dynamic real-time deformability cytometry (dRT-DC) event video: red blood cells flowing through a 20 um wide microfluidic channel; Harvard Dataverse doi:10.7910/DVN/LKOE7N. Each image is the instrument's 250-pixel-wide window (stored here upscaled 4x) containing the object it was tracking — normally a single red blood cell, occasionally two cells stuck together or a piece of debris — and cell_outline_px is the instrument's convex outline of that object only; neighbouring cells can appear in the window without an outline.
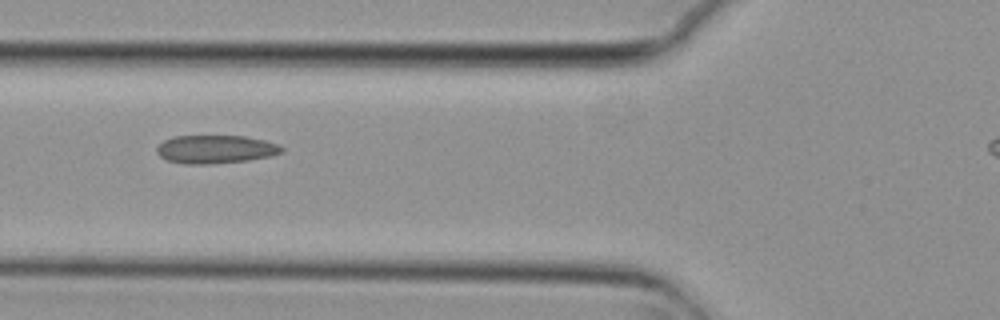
{"species": "common noctule bat (a hibernating species)", "species_latin": "Nyctalus noctula", "temperature_condition": "cold", "stored_images_in_passage": 4, "segment_of_instrument_passage": [1, 2], "camera_frame_rate_fps": 3000, "um_per_image_px": 0.085, "animal": {"sex": "female", "body_mass_g": 29.2, "forearm_length_mm": 56.3}, "frame": {"image": 1, "passage_image": 3, "time_ms": 0.667, "image_size_px": [1000, 320], "cell_outline_px": [[284, 152], [268, 156], [248, 160], [208, 164], [184, 164], [168, 160], [160, 156], [156, 152], [156, 148], [164, 140], [172, 136], [244, 136], [264, 140], [280, 144], [284, 148]], "centroid_in_image_um": [18.33, 12.68], "position_along_channel_um": 107.5, "area_um2": 20.58}}